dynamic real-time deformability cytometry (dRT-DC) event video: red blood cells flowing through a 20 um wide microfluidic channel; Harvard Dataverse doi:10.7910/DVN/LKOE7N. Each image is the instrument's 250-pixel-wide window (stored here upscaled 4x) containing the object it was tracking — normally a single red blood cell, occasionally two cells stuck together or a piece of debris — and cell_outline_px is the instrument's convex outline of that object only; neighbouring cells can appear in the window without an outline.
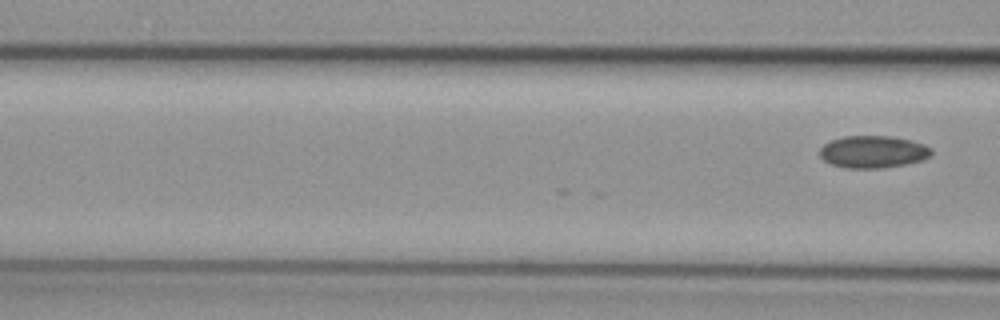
{"species": "common noctule bat (a hibernating species)", "species_latin": "Nyctalus noctula", "temperature_condition": "cold", "stored_images_in_passage": 19, "camera_frame_rate_fps": 3000, "um_per_image_px": 0.085, "animal": {"sex": "female", "body_mass_g": 29.2, "forearm_length_mm": 56.3}, "frame": {"image": 1, "passage_image": 19, "time_ms": 6.0, "image_size_px": [1000, 320], "cell_outline_px": [[932, 156], [924, 160], [884, 168], [844, 168], [832, 164], [824, 160], [820, 156], [820, 148], [824, 144], [832, 140], [844, 136], [892, 136], [912, 140], [924, 144], [932, 148]], "centroid_in_image_um": [74.25, 12.9], "position_along_channel_um": 92.4, "area_um2": 21.15}}